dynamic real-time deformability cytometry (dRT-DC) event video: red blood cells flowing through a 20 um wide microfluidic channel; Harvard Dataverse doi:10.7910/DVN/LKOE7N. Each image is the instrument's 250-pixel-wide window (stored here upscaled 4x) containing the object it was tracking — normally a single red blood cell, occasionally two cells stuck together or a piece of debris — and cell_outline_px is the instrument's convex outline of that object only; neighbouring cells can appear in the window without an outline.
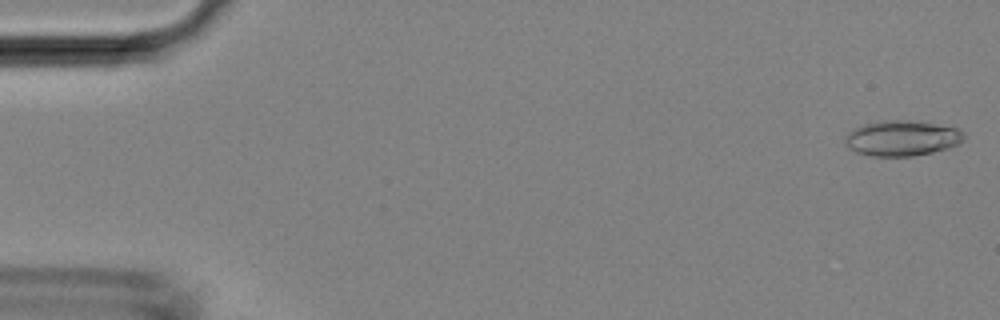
{"species": "Egyptian fruit bat (a non-hibernating species)", "species_latin": "Rousettus aegyptiacus", "temperature_condition": "room temperature", "stored_images_in_passage": 45, "camera_frame_rate_fps": 3000, "um_per_image_px": 0.085, "animal": {"sex": "female"}, "frame": {"image": 1, "passage_image": 1, "time_ms": 0.0, "image_size_px": [1000, 320], "cell_outline_px": [[964, 140], [948, 148], [932, 152], [912, 156], [868, 156], [856, 152], [848, 148], [844, 144], [844, 136], [848, 132], [864, 124], [884, 120], [908, 120], [956, 128], [964, 132]], "centroid_in_image_um": [76.61, 11.76], "position_along_channel_um": 8.4, "area_um2": 24.45}}
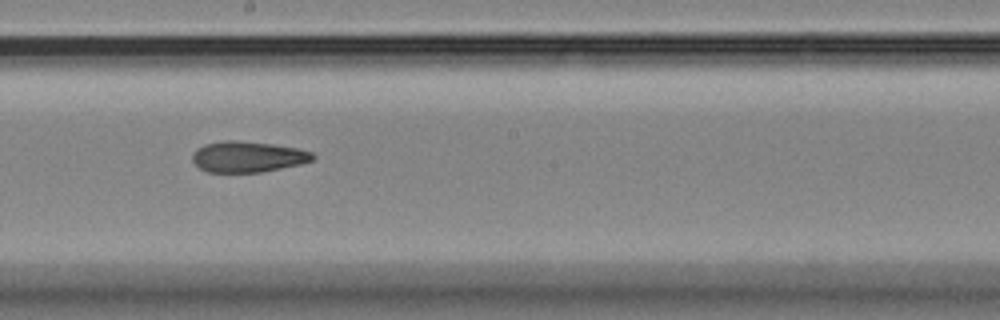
{"frame": {"image": 2, "passage_image": 25, "time_ms": 8.0, "image_size_px": [1000, 320], "cell_outline_px": [[316, 156], [312, 160], [300, 164], [260, 172], [208, 172], [200, 168], [192, 160], [192, 152], [196, 148], [204, 144], [224, 140], [232, 140], [272, 144], [300, 148], [312, 152]], "centroid_in_image_um": [21.05, 13.31], "position_along_channel_um": 227.2, "area_um2": 21.68}}
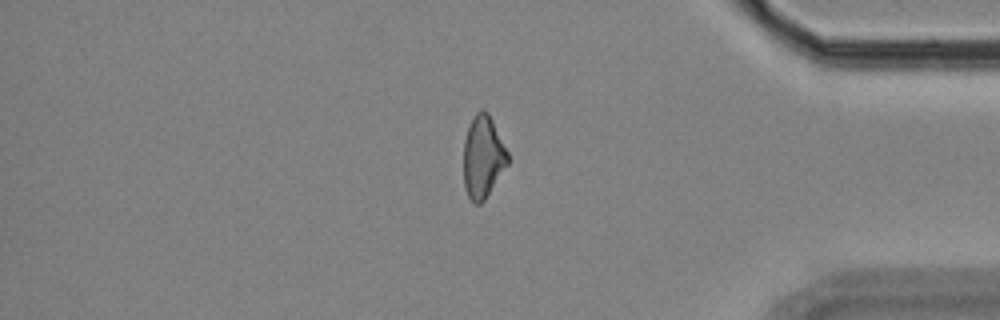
{"frame": {"image": 3, "passage_image": 38, "time_ms": 12.333, "image_size_px": [1000, 320], "cell_outline_px": [[508, 164], [484, 200], [480, 204], [476, 204], [468, 196], [464, 188], [464, 140], [472, 116], [480, 108], [484, 108], [488, 112], [508, 152]], "centroid_in_image_um": [41.04, 13.31], "position_along_channel_um": 394.2, "area_um2": 21.15}}